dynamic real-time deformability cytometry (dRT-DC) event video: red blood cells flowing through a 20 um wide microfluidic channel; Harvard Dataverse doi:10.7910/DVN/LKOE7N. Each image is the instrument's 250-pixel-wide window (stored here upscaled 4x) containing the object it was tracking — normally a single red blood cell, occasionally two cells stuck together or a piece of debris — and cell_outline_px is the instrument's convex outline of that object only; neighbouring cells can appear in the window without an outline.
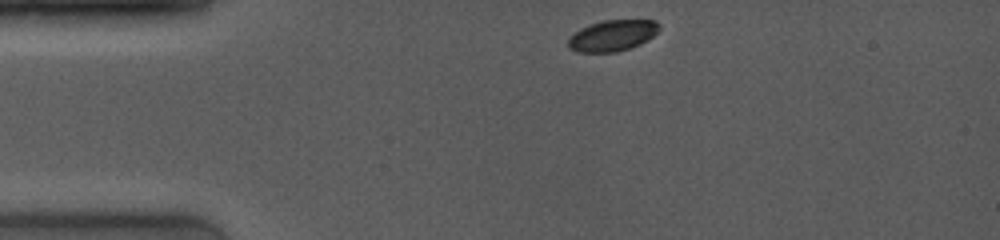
{"species": "common noctule bat (a hibernating species)", "species_latin": "Nyctalus noctula", "temperature_condition": "room temperature", "stored_images_in_passage": 14, "camera_frame_rate_fps": 4000, "um_per_image_px": 0.085, "animal": {"sex": "female", "body_mass_g": 19.0, "forearm_length_mm": 53.3}, "frame": {"image": 1, "passage_image": 1, "time_ms": 0.0, "image_size_px": [1000, 240], "cell_outline_px": [[660, 28], [648, 40], [640, 44], [616, 52], [576, 52], [568, 48], [568, 40], [580, 28], [604, 20], [656, 20], [660, 24]], "centroid_in_image_um": [52.07, 3.02], "position_along_channel_um": 32.9, "area_um2": 16.36}}
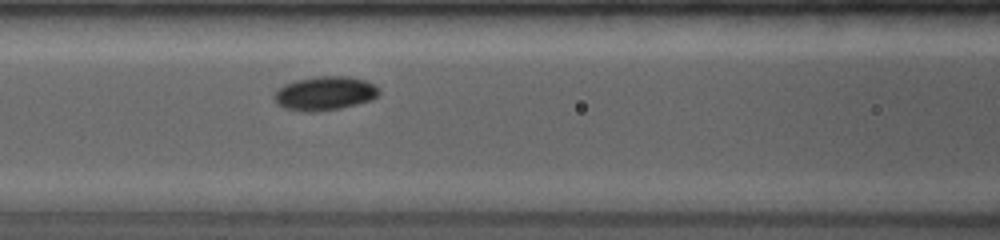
{"frame": {"image": 2, "passage_image": 8, "time_ms": 3.75, "image_size_px": [1000, 240], "cell_outline_px": [[380, 92], [372, 100], [340, 108], [316, 112], [300, 112], [284, 108], [276, 104], [276, 92], [284, 84], [296, 80], [316, 76], [348, 76], [364, 80], [372, 84]], "centroid_in_image_um": [27.59, 7.94], "position_along_channel_um": 139.0, "area_um2": 20.58}}